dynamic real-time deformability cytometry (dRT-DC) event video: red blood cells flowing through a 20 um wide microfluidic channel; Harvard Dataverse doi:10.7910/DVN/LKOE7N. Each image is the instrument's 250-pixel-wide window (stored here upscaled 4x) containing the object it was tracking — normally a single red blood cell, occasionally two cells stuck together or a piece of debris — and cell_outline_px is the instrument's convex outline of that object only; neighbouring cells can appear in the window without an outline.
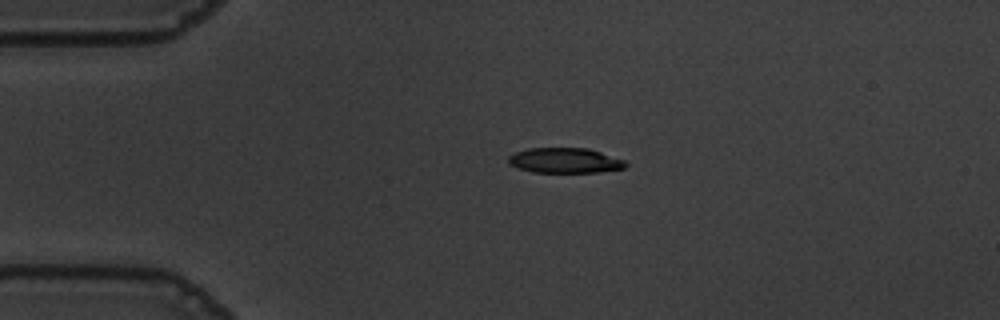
{"species": "common noctule bat (a hibernating species)", "species_latin": "Nyctalus noctula", "temperature_condition": "warm", "stored_images_in_passage": 44, "camera_frame_rate_fps": 3000, "um_per_image_px": 0.085, "animal": {"sex": "male", "body_mass_g": 19.5, "forearm_length_mm": 54.6}, "frame": {"image": 1, "passage_image": 1, "time_ms": 0.0, "image_size_px": [1000, 320], "cell_outline_px": [[628, 164], [624, 168], [596, 172], [532, 172], [508, 164], [508, 156], [516, 152], [528, 148], [588, 148], [624, 160]], "centroid_in_image_um": [47.99, 13.64], "position_along_channel_um": 37.0, "area_um2": 17.05}}
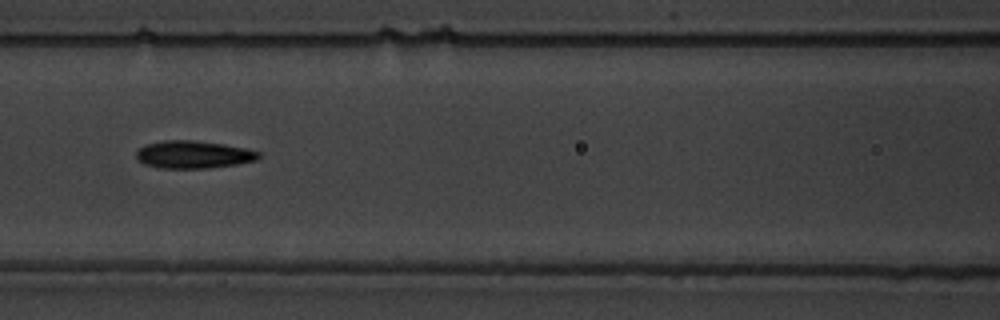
{"frame": {"image": 2, "passage_image": 13, "time_ms": 4.0, "image_size_px": [1000, 320], "cell_outline_px": [[260, 156], [256, 160], [236, 164], [208, 168], [160, 168], [144, 164], [136, 156], [136, 152], [144, 144], [164, 140], [192, 140], [224, 144], [244, 148], [260, 152]], "centroid_in_image_um": [16.42, 13.13], "position_along_channel_um": 150.2, "area_um2": 19.59}}
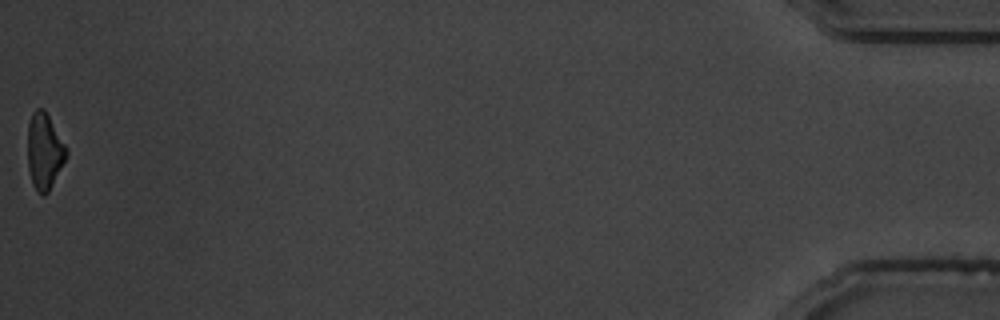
{"frame": {"image": 3, "passage_image": 44, "time_ms": 14.333, "image_size_px": [1000, 320], "cell_outline_px": [[68, 156], [48, 192], [44, 196], [36, 192], [32, 184], [28, 168], [28, 124], [32, 112], [36, 108], [44, 108], [68, 148]], "centroid_in_image_um": [3.78, 12.86], "position_along_channel_um": 431.4, "area_um2": 17.46}, "authors_computed_cell_mechanics": {"area_um2": 18.9584, "velocity_mm_per_s": 3.6713, "shape_relaxation_time_tau1_ms": 3.9755, "shape_relaxation_time_tau2_ms": 3.3939, "deformation_change_tau1": 0.149, "deformation_change_tau2": 0.1227}}